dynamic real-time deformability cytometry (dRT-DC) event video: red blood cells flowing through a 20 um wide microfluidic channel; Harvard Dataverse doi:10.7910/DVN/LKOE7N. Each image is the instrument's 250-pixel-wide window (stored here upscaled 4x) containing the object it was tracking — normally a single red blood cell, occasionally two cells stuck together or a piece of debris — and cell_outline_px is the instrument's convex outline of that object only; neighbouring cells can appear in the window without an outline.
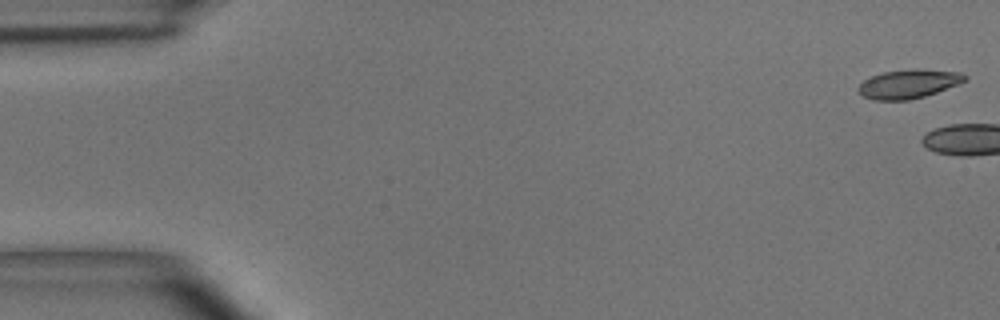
{"species": "common noctule bat (a hibernating species)", "species_latin": "Nyctalus noctula", "temperature_condition": "room temperature", "stored_images_in_passage": 3, "camera_frame_rate_fps": 3000, "um_per_image_px": 0.085, "animal": {"sex": "male", "body_mass_g": 15.6}, "frame": {"image": 1, "passage_image": 1, "time_ms": 0.0, "image_size_px": [1000, 320], "cell_outline_px": [[968, 80], [936, 92], [924, 96], [908, 100], [876, 100], [864, 96], [856, 88], [864, 80], [872, 76], [884, 72], [916, 68], [960, 72], [968, 76]], "centroid_in_image_um": [77.26, 7.12], "position_along_channel_um": 7.7, "area_um2": 17.8}}